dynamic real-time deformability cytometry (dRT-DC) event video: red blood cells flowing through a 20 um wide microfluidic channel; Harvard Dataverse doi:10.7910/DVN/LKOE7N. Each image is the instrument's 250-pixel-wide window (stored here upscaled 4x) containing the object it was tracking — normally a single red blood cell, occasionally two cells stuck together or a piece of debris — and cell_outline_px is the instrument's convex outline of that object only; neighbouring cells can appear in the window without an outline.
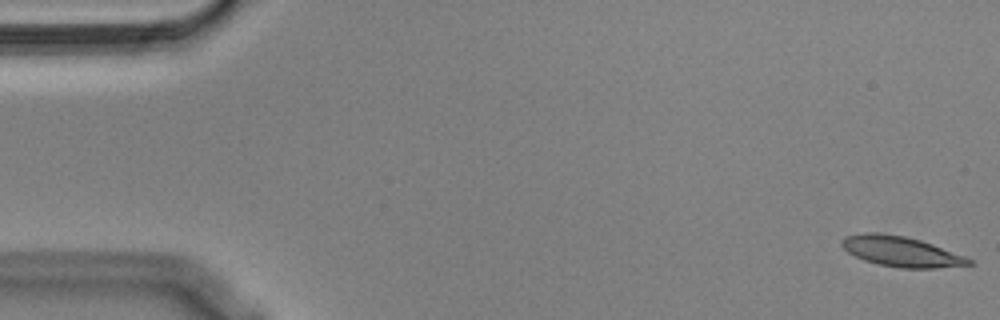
{"species": "Egyptian fruit bat (a non-hibernating species)", "species_latin": "Rousettus aegyptiacus", "temperature_condition": "cold", "stored_images_in_passage": 55, "camera_frame_rate_fps": 3000, "um_per_image_px": 0.085, "animal": {"sex": "male"}, "frame": {"image": 1, "passage_image": 1, "time_ms": 0.0, "image_size_px": [1000, 320], "cell_outline_px": [[972, 264], [936, 268], [900, 268], [880, 264], [864, 260], [848, 252], [840, 244], [840, 240], [844, 236], [864, 232], [876, 232], [904, 236], [920, 240], [932, 244], [964, 256], [972, 260]], "centroid_in_image_um": [76.54, 21.36], "position_along_channel_um": 8.5, "area_um2": 22.2}}
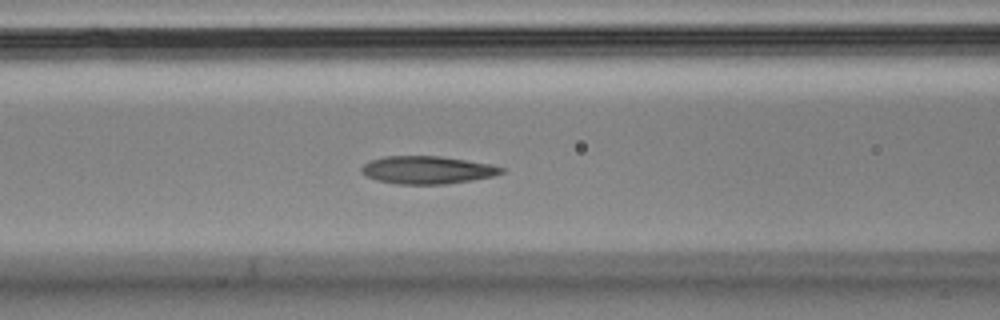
{"frame": {"image": 2, "passage_image": 22, "time_ms": 7.0, "image_size_px": [1000, 320], "cell_outline_px": [[504, 172], [492, 176], [472, 180], [444, 184], [396, 184], [376, 180], [368, 176], [360, 168], [364, 164], [372, 160], [384, 156], [440, 156], [492, 164], [504, 168]], "centroid_in_image_um": [36.34, 14.44], "position_along_channel_um": 130.3, "area_um2": 22.48}}
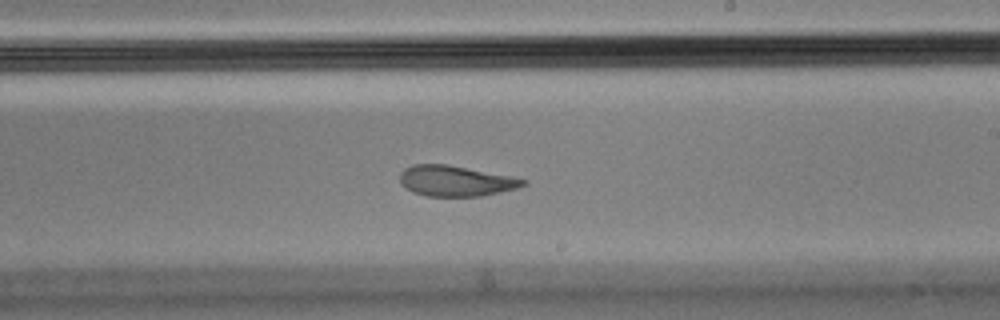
{"frame": {"image": 3, "passage_image": 32, "time_ms": 10.333, "image_size_px": [1000, 320], "cell_outline_px": [[528, 184], [516, 188], [480, 196], [428, 196], [412, 192], [404, 188], [400, 184], [400, 172], [404, 168], [412, 164], [448, 164], [512, 176], [528, 180]], "centroid_in_image_um": [38.7, 15.37], "position_along_channel_um": 250.3, "area_um2": 22.14}, "authors_computed_cell_mechanics": {"area_um2": 22.7154, "velocity_mm_per_s": 3.6059, "shape_relaxation_time_tau1_ms": 5.049, "shape_relaxation_time_tau2_ms": 1.542, "deformation_change_tau1": 0.1884, "deformation_change_tau2": 0.087}}